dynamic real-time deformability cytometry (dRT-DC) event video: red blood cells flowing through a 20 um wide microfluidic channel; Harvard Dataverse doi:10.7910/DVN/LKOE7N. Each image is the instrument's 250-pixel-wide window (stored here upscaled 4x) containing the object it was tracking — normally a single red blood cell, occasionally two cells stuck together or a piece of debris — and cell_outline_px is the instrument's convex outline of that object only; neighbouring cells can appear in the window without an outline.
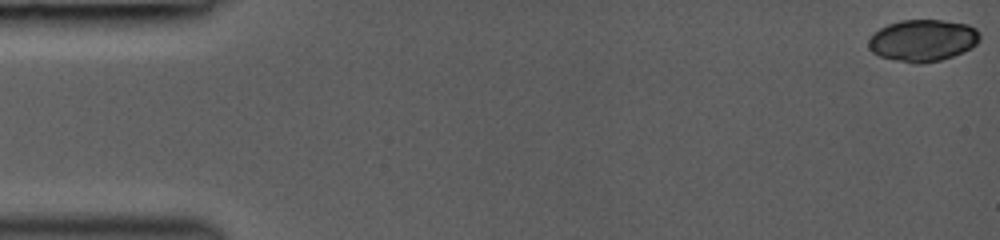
{"species": "common noctule bat (a hibernating species)", "species_latin": "Nyctalus noctula", "temperature_condition": "room temperature", "stored_images_in_passage": 12, "camera_frame_rate_fps": 3000, "um_per_image_px": 0.085, "animal": {"sex": "female", "body_mass_g": 19.0, "forearm_length_mm": 53.3}, "frame": {"image": 1, "passage_image": 1, "time_ms": 0.0, "image_size_px": [1000, 240], "cell_outline_px": [[980, 40], [972, 48], [964, 52], [940, 60], [920, 64], [916, 64], [896, 60], [880, 56], [872, 52], [868, 48], [868, 40], [880, 28], [888, 24], [900, 20], [944, 20], [968, 24], [976, 28], [980, 32]], "centroid_in_image_um": [78.47, 3.43], "position_along_channel_um": 6.5, "area_um2": 27.28}}
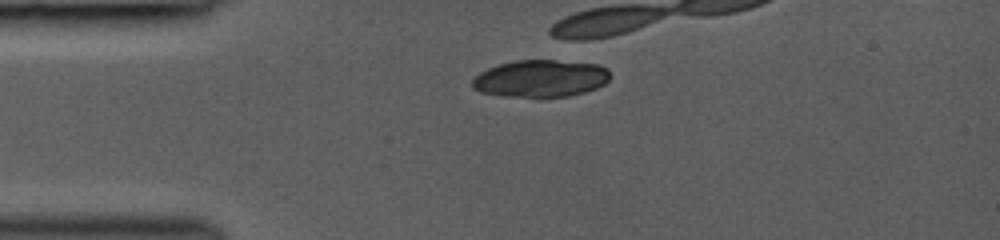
{"frame": {"image": 2, "passage_image": 12, "time_ms": 3.667, "image_size_px": [1000, 240], "cell_outline_px": [[608, 80], [604, 84], [596, 88], [584, 92], [568, 96], [500, 96], [480, 92], [472, 88], [472, 80], [480, 72], [488, 68], [500, 64], [516, 60], [556, 60], [596, 64], [608, 68]], "centroid_in_image_um": [45.92, 6.66], "position_along_channel_um": 39.1, "area_um2": 29.65}}